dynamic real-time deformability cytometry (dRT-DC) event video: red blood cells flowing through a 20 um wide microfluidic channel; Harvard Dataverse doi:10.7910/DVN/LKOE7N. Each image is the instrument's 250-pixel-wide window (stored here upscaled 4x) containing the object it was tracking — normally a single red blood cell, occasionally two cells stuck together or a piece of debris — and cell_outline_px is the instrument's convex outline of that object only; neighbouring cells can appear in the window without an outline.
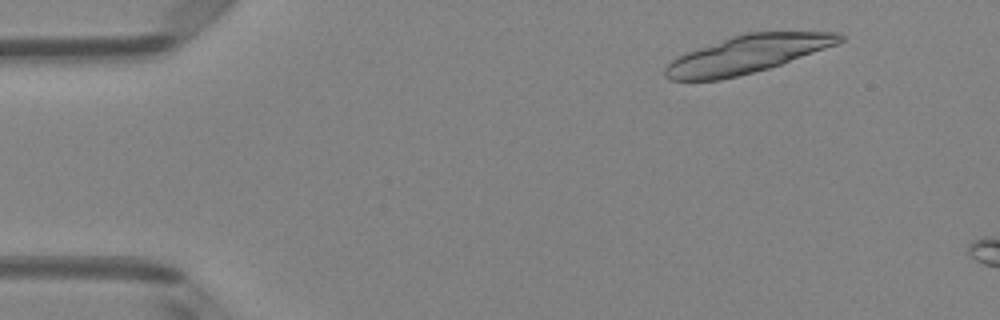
{"species": "Egyptian fruit bat (a non-hibernating species)", "species_latin": "Rousettus aegyptiacus", "temperature_condition": "room temperature", "stored_images_in_passage": 3, "camera_frame_rate_fps": 3000, "um_per_image_px": 0.085, "animal": {"sex": "female"}, "frame": {"image": 1, "passage_image": 1, "time_ms": 0.0, "image_size_px": [1000, 320], "cell_outline_px": [[844, 40], [836, 44], [780, 64], [768, 68], [720, 80], [668, 80], [664, 76], [664, 68], [672, 60], [688, 52], [732, 36], [744, 32], [840, 32], [844, 36]], "centroid_in_image_um": [63.5, 4.61], "position_along_channel_um": 21.5, "area_um2": 37.69}}